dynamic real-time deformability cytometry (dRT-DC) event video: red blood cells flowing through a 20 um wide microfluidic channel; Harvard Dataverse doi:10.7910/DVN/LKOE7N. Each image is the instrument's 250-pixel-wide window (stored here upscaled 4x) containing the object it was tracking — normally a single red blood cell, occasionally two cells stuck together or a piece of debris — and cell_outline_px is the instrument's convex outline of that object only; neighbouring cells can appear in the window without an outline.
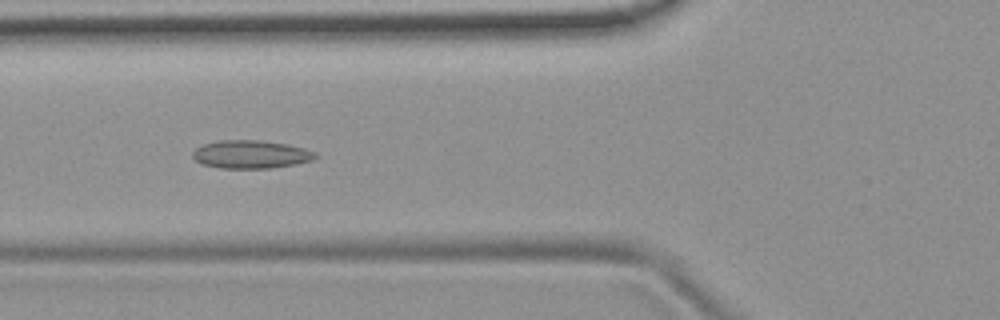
{"species": "common noctule bat (a hibernating species)", "species_latin": "Nyctalus noctula", "temperature_condition": "room temperature", "stored_images_in_passage": 41, "camera_frame_rate_fps": 3000, "um_per_image_px": 0.085, "animal": {"sex": "female", "body_mass_g": 19.9}, "frame": {"image": 1, "passage_image": 7, "time_ms": 2.0, "image_size_px": [1000, 320], "cell_outline_px": [[320, 156], [312, 160], [292, 164], [268, 168], [220, 168], [200, 164], [192, 156], [192, 152], [196, 148], [204, 144], [220, 140], [260, 140], [288, 144], [304, 148], [316, 152]], "centroid_in_image_um": [21.32, 13.11], "position_along_channel_um": 104.5, "area_um2": 20.11}}
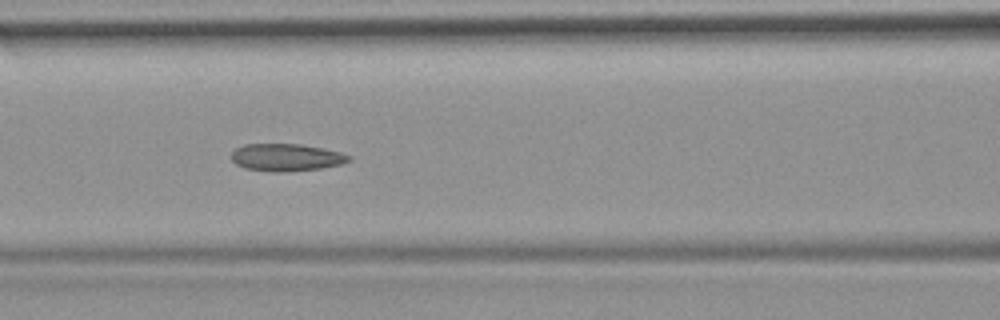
{"frame": {"image": 2, "passage_image": 10, "time_ms": 3.0, "image_size_px": [1000, 320], "cell_outline_px": [[352, 160], [340, 164], [320, 168], [280, 172], [272, 172], [244, 168], [236, 164], [232, 160], [232, 152], [236, 148], [244, 144], [300, 144], [340, 152], [352, 156]], "centroid_in_image_um": [24.32, 13.38], "position_along_channel_um": 142.3, "area_um2": 18.61}}
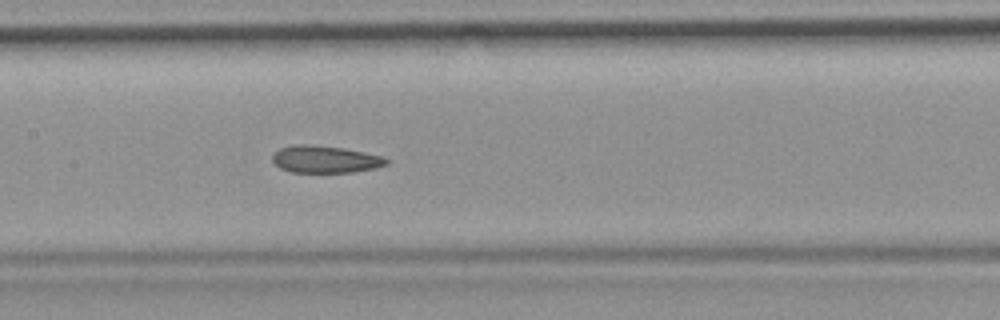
{"frame": {"image": 3, "passage_image": 13, "time_ms": 4.0, "image_size_px": [1000, 320], "cell_outline_px": [[388, 164], [376, 168], [352, 172], [292, 172], [280, 168], [272, 160], [272, 156], [280, 148], [292, 144], [316, 144], [344, 148], [384, 156], [388, 160]], "centroid_in_image_um": [27.65, 13.52], "position_along_channel_um": 179.7, "area_um2": 18.21}, "authors_computed_cell_mechanics": {"area_um2": 18.7272, "velocity_mm_per_s": 3.7627, "shape_relaxation_time_tau1_ms": null, "shape_relaxation_time_tau2_ms": 2.9619, "deformation_change_tau1": null, "deformation_change_tau2": 0.0965}}